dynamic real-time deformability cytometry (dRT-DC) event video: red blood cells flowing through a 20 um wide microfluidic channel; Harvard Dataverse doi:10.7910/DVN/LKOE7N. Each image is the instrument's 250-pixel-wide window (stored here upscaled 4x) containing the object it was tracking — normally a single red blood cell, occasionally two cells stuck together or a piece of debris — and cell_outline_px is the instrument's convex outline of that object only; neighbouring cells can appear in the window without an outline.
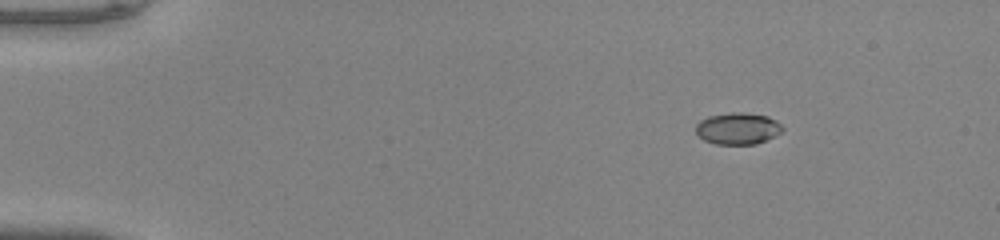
{"species": "common noctule bat (a hibernating species)", "species_latin": "Nyctalus noctula", "temperature_condition": "warm", "stored_images_in_passage": 45, "camera_frame_rate_fps": 3000, "um_per_image_px": 0.085, "animal": {"sex": "male", "body_mass_g": 20.0, "forearm_length_mm": 53.3}, "frame": {"image": 1, "passage_image": 1, "time_ms": 0.0, "image_size_px": [1000, 240], "cell_outline_px": [[784, 128], [780, 132], [756, 144], [716, 144], [704, 140], [696, 132], [696, 124], [700, 120], [708, 116], [732, 112], [744, 112], [768, 116], [776, 120]], "centroid_in_image_um": [62.69, 10.91], "position_along_channel_um": 22.3, "area_um2": 15.9}}
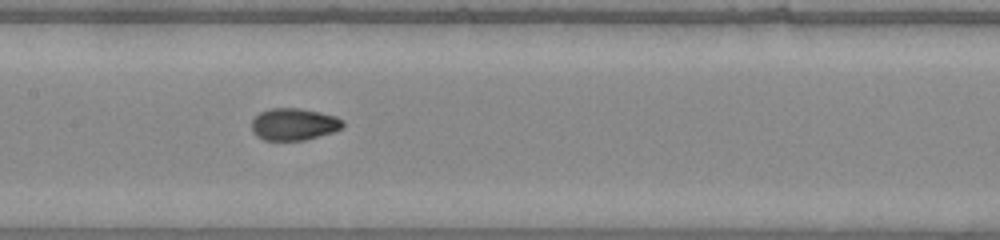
{"frame": {"image": 2, "passage_image": 20, "time_ms": 6.333, "image_size_px": [1000, 240], "cell_outline_px": [[344, 124], [340, 128], [332, 132], [304, 140], [264, 140], [256, 136], [252, 132], [252, 120], [260, 112], [268, 108], [300, 108], [320, 112], [336, 116], [344, 120]], "centroid_in_image_um": [24.96, 10.55], "position_along_channel_um": 182.4, "area_um2": 17.05}}
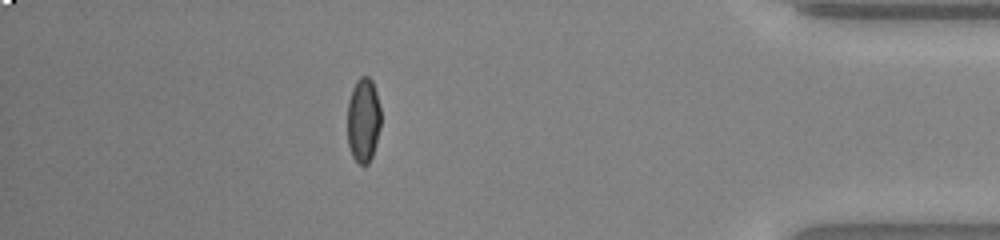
{"frame": {"image": 3, "passage_image": 39, "time_ms": 12.667, "image_size_px": [1000, 240], "cell_outline_px": [[380, 128], [376, 144], [372, 156], [368, 164], [360, 164], [352, 156], [348, 144], [348, 100], [352, 88], [356, 80], [360, 76], [368, 76], [372, 80], [376, 92], [380, 108]], "centroid_in_image_um": [30.88, 10.19], "position_along_channel_um": 404.3, "area_um2": 16.53}, "authors_computed_cell_mechanics": {"area_um2": 16.5886, "velocity_mm_per_s": 4.1226, "shape_relaxation_time_tau1_ms": 8.1828, "shape_relaxation_time_tau2_ms": null, "deformation_change_tau1": 0.2573, "deformation_change_tau2": null}}